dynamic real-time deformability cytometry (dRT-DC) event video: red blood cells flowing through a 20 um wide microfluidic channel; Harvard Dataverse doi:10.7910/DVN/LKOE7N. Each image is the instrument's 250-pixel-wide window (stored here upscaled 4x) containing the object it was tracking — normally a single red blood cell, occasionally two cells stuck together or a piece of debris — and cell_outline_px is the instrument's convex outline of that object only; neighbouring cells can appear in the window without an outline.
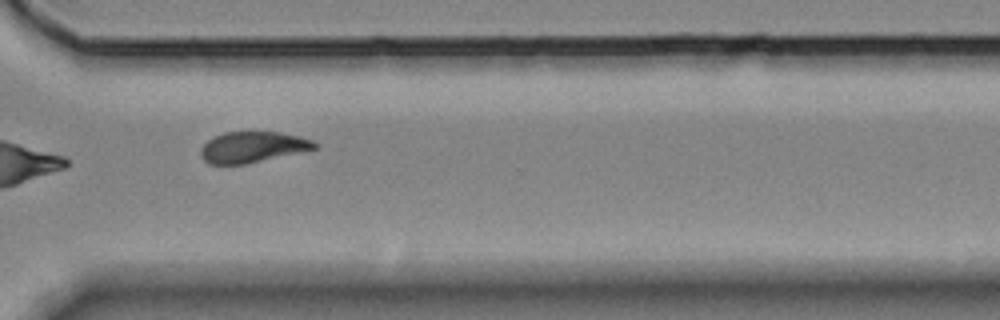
{"species": "Egyptian fruit bat (a non-hibernating species)", "species_latin": "Rousettus aegyptiacus", "temperature_condition": "room temperature", "stored_images_in_passage": 15, "camera_frame_rate_fps": 3000, "um_per_image_px": 0.085, "animal": {"sex": "female"}, "frame": {"image": 1, "passage_image": 11, "time_ms": 12.667, "image_size_px": [1000, 320], "cell_outline_px": [[316, 148], [244, 164], [208, 164], [200, 156], [200, 148], [212, 136], [224, 132], [280, 132], [300, 136], [312, 140], [316, 144]], "centroid_in_image_um": [21.4, 12.49], "position_along_channel_um": 349.2, "area_um2": 20.29}, "authors_computed_cell_mechanics": {"area_um2": 20.9236, "velocity_mm_per_s": 3.5337, "shape_relaxation_time_tau1_ms": 3.7449, "shape_relaxation_time_tau2_ms": null, "deformation_change_tau1": 0.0964, "deformation_change_tau2": null}}